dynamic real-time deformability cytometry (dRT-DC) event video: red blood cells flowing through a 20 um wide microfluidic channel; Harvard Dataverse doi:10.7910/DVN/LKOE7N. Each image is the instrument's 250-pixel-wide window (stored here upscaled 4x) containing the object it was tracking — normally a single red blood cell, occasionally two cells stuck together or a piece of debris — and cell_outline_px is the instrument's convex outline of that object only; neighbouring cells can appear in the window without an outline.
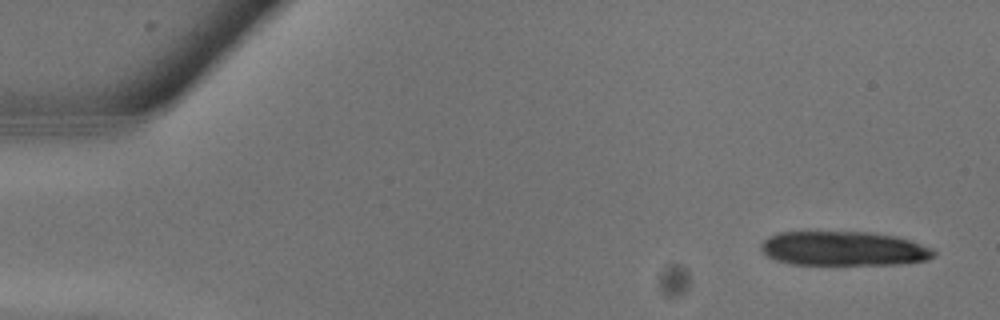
{"species": "common noctule bat (a hibernating species)", "species_latin": "Nyctalus noctula", "temperature_condition": "warm", "stored_images_in_passage": 20, "camera_frame_rate_fps": 3000, "um_per_image_px": 0.085, "animal": {"sex": "male", "body_mass_g": 13.3}, "frame": {"image": 1, "passage_image": 2, "time_ms": 0.333, "image_size_px": [1000, 320], "cell_outline_px": [[936, 256], [928, 260], [900, 264], [792, 264], [776, 260], [768, 256], [760, 248], [760, 244], [768, 236], [780, 232], [868, 232], [896, 236], [932, 248], [936, 252]], "centroid_in_image_um": [71.72, 21.13], "position_along_channel_um": 13.3, "area_um2": 34.51}}
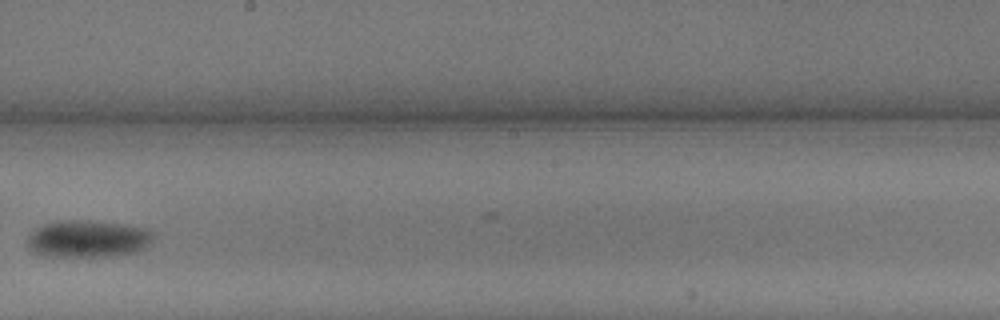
{"frame": {"image": 2, "passage_image": 16, "time_ms": 5.0, "image_size_px": [1000, 320], "cell_outline_px": [[156, 236], [144, 248], [136, 252], [108, 256], [52, 256], [32, 252], [28, 248], [28, 232], [44, 224], [56, 220], [84, 220], [124, 224], [144, 228], [152, 232]], "centroid_in_image_um": [7.44, 20.29], "position_along_channel_um": 240.8, "area_um2": 27.34}}
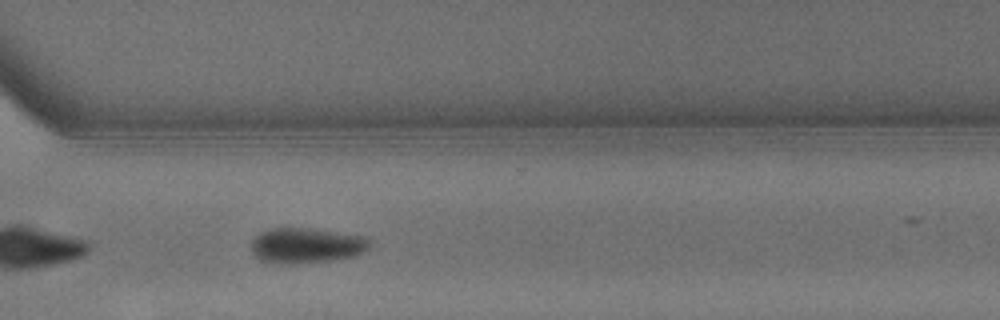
{"frame": {"image": 3, "passage_image": 20, "time_ms": 6.333, "image_size_px": [1000, 320], "cell_outline_px": [[368, 248], [364, 252], [356, 256], [328, 260], [280, 264], [260, 260], [252, 252], [252, 240], [260, 232], [272, 228], [316, 228], [368, 236]], "centroid_in_image_um": [26.06, 20.84], "position_along_channel_um": 344.5, "area_um2": 24.39}}